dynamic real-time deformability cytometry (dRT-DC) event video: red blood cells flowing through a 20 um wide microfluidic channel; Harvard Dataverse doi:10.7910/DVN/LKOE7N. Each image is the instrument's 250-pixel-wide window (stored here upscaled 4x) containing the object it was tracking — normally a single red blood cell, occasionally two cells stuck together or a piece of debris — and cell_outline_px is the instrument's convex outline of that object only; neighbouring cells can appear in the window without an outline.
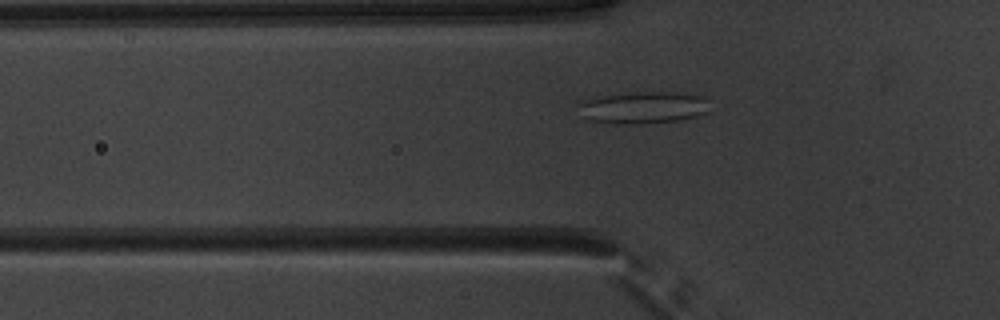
{"species": "common noctule bat (a hibernating species)", "species_latin": "Nyctalus noctula", "temperature_condition": "warm", "stored_images_in_passage": 52, "camera_frame_rate_fps": 3000, "um_per_image_px": 0.085, "animal": {"sex": "male", "body_mass_g": 20.1, "forearm_length_mm": 53.5}, "frame": {"image": 1, "passage_image": 18, "time_ms": 5.667, "image_size_px": [1000, 320], "cell_outline_px": [[708, 100], [704, 112], [696, 116], [680, 120], [636, 124], [616, 124], [588, 120], [584, 116], [576, 104], [580, 100], [596, 96], [636, 92], [664, 92], [700, 96]], "centroid_in_image_um": [54.55, 9.14], "position_along_channel_um": 71.3, "area_um2": 24.28}}
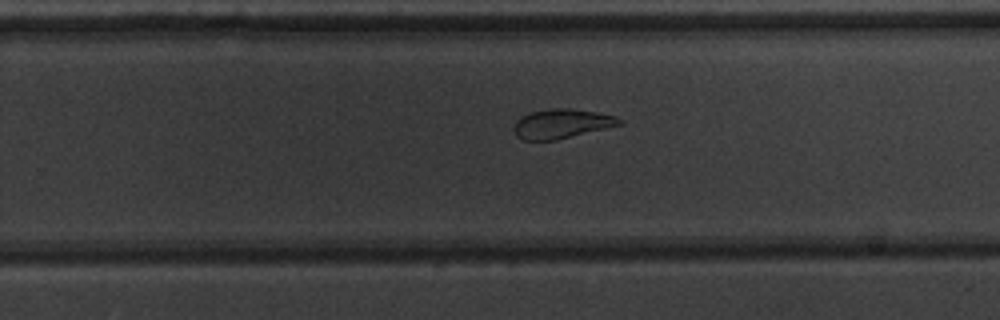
{"frame": {"image": 2, "passage_image": 34, "time_ms": 11.0, "image_size_px": [1000, 320], "cell_outline_px": [[624, 124], [556, 140], [524, 140], [516, 136], [516, 120], [520, 116], [528, 112], [552, 108], [568, 108], [596, 112], [616, 116]], "centroid_in_image_um": [47.75, 10.51], "position_along_channel_um": 282.1, "area_um2": 17.98}}
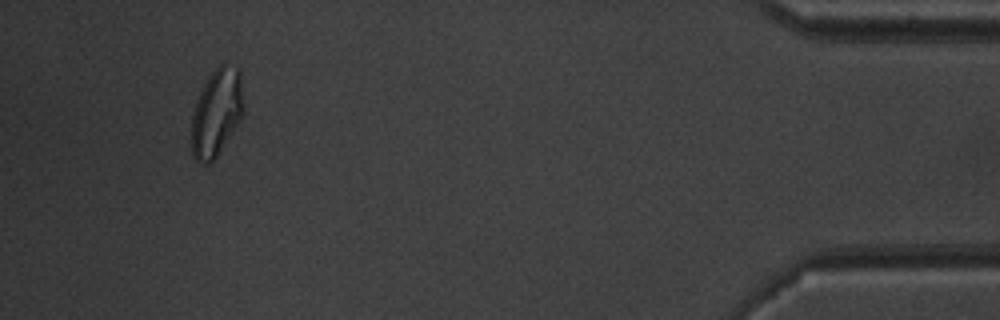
{"frame": {"image": 3, "passage_image": 49, "time_ms": 16.0, "image_size_px": [1000, 320], "cell_outline_px": [[244, 112], [240, 120], [216, 156], [208, 164], [200, 164], [192, 156], [192, 116], [196, 100], [208, 76], [224, 60], [240, 68], [244, 108]], "centroid_in_image_um": [18.42, 9.51], "position_along_channel_um": 416.8, "area_um2": 26.7}, "authors_computed_cell_mechanics": {"area_um2": 24.276, "velocity_mm_per_s": 3.9583, "shape_relaxation_time_tau1_ms": 8.2394, "shape_relaxation_time_tau2_ms": 1.6242, "deformation_change_tau1": 0.1932, "deformation_change_tau2": 0.0801}}